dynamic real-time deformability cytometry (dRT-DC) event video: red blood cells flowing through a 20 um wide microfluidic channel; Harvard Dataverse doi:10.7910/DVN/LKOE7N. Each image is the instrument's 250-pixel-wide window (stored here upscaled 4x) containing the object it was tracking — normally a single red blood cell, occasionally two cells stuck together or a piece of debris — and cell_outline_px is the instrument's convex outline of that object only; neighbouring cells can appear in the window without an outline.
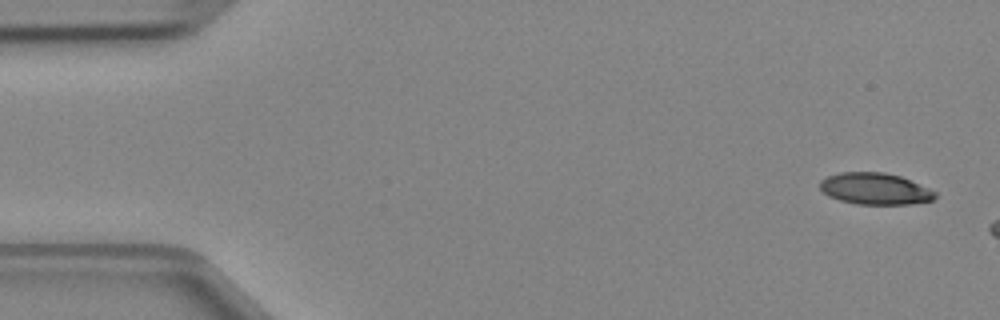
{"species": "Egyptian fruit bat (a non-hibernating species)", "species_latin": "Rousettus aegyptiacus", "temperature_condition": "cold", "stored_images_in_passage": 3, "camera_frame_rate_fps": 3000, "um_per_image_px": 0.085, "animal": {"sex": "female"}, "frame": {"image": 1, "passage_image": 1, "time_ms": 0.0, "image_size_px": [1000, 320], "cell_outline_px": [[936, 196], [932, 200], [912, 204], [856, 204], [840, 200], [828, 196], [820, 188], [820, 180], [828, 176], [840, 172], [884, 172], [900, 176], [928, 188], [936, 192]], "centroid_in_image_um": [74.36, 16.04], "position_along_channel_um": 10.6, "area_um2": 21.1}}